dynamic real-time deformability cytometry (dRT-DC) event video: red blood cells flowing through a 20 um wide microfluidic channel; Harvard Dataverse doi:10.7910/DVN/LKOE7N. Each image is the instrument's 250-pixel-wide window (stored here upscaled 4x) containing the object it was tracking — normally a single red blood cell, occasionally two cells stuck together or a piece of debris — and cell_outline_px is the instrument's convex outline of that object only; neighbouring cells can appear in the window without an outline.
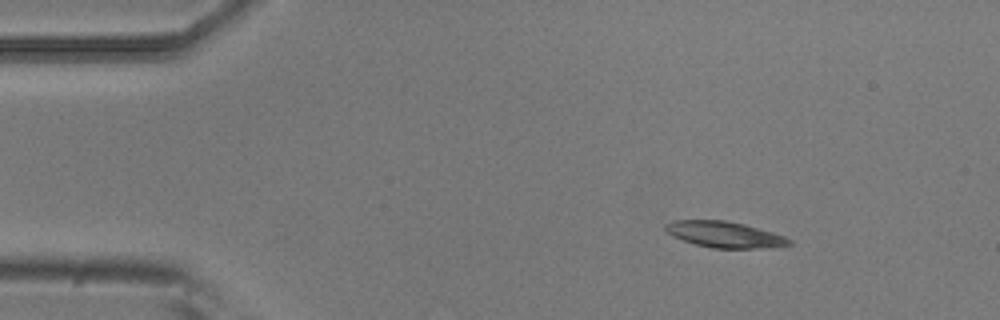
{"species": "common noctule bat (a hibernating species)", "species_latin": "Nyctalus noctula", "temperature_condition": "room temperature", "stored_images_in_passage": 3, "camera_frame_rate_fps": 3000, "um_per_image_px": 0.085, "animal": {"sex": "male", "body_mass_g": 20.5, "forearm_length_mm": 52.5}, "frame": {"image": 1, "passage_image": 1, "time_ms": 0.0, "image_size_px": [1000, 320], "cell_outline_px": [[792, 244], [768, 248], [712, 248], [696, 244], [672, 236], [664, 228], [664, 224], [672, 220], [724, 220], [744, 224], [772, 232], [784, 236], [792, 240]], "centroid_in_image_um": [61.58, 19.93], "position_along_channel_um": 23.4, "area_um2": 18.73}}